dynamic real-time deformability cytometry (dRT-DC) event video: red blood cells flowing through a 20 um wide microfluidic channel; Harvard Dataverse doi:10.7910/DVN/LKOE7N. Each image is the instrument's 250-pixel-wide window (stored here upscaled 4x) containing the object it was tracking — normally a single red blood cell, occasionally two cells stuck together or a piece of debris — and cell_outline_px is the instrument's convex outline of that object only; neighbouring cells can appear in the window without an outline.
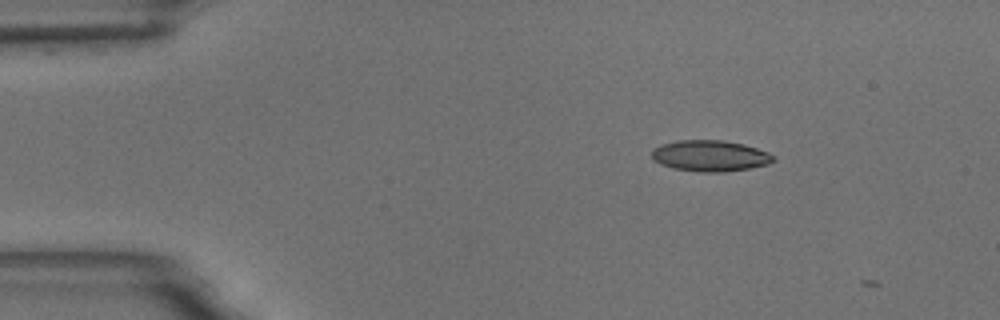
{"species": "common noctule bat (a hibernating species)", "species_latin": "Nyctalus noctula", "temperature_condition": "room temperature", "stored_images_in_passage": 6, "camera_frame_rate_fps": 3000, "um_per_image_px": 0.085, "animal": {"sex": "male", "body_mass_g": 18.8}, "frame": {"image": 1, "passage_image": 4, "time_ms": 1.0, "image_size_px": [1000, 320], "cell_outline_px": [[776, 160], [768, 164], [748, 168], [724, 172], [700, 172], [672, 168], [660, 164], [652, 160], [652, 148], [660, 144], [676, 140], [724, 140], [744, 144], [768, 152], [776, 156]], "centroid_in_image_um": [60.34, 13.24], "position_along_channel_um": 24.7, "area_um2": 22.31}}